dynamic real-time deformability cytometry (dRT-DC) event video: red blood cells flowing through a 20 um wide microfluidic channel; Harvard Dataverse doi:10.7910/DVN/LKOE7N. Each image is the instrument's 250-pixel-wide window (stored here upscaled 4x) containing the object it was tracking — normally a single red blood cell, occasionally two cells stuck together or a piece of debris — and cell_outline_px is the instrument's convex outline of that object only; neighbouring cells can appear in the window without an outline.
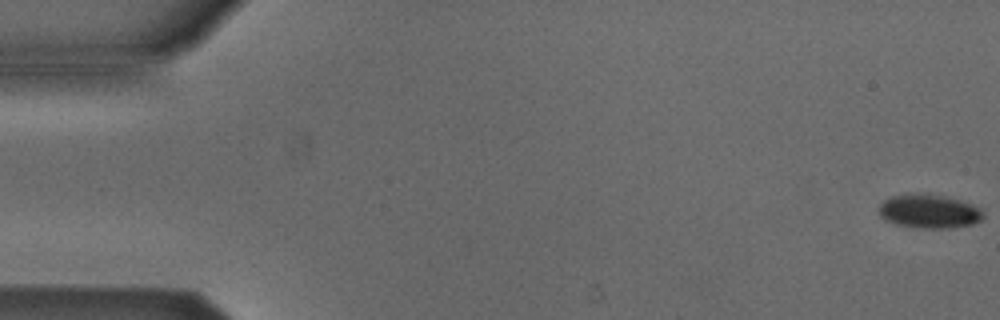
{"species": "Egyptian fruit bat (a non-hibernating species)", "species_latin": "Rousettus aegyptiacus", "temperature_condition": "cold", "stored_images_in_passage": 7, "camera_frame_rate_fps": 3000, "um_per_image_px": 0.085, "animal": {"sex": "male"}, "frame": {"image": 1, "passage_image": 1, "time_ms": 0.0, "image_size_px": [1000, 320], "cell_outline_px": [[984, 216], [980, 220], [972, 224], [948, 228], [920, 228], [896, 224], [884, 220], [880, 216], [880, 204], [884, 200], [892, 196], [908, 192], [928, 192], [948, 196], [972, 204], [980, 208], [984, 212]], "centroid_in_image_um": [78.97, 17.92], "position_along_channel_um": 6.0, "area_um2": 21.04}}
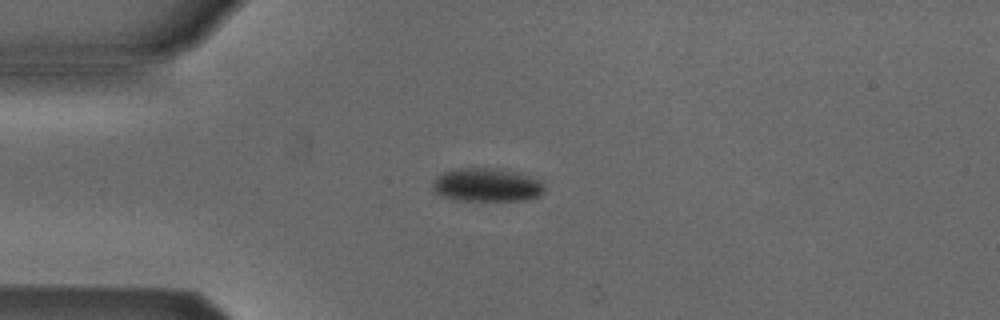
{"frame": {"image": 2, "passage_image": 4, "time_ms": 1.0, "image_size_px": [1000, 320], "cell_outline_px": [[544, 192], [540, 196], [528, 200], [452, 200], [436, 192], [432, 188], [432, 184], [436, 176], [444, 172], [456, 168], [496, 168], [540, 176], [544, 180]], "centroid_in_image_um": [41.48, 15.7], "position_along_channel_um": 43.5, "area_um2": 22.37}}
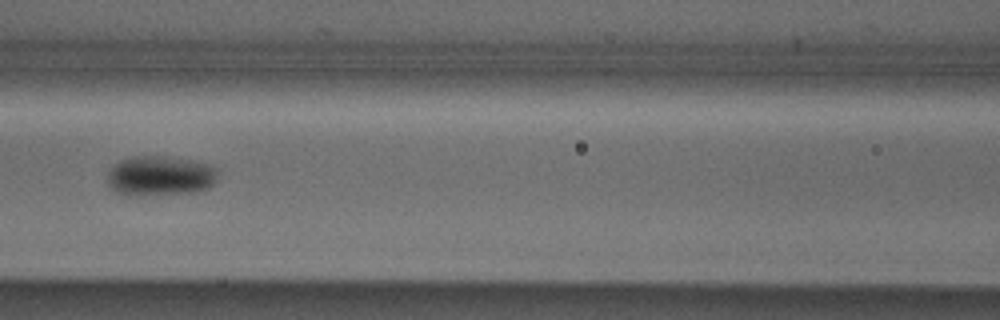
{"frame": {"image": 3, "passage_image": 7, "time_ms": 2.0, "image_size_px": [1000, 320], "cell_outline_px": [[216, 180], [208, 188], [196, 192], [140, 196], [128, 196], [116, 192], [108, 184], [108, 172], [120, 160], [132, 156], [164, 156], [192, 160], [216, 168]], "centroid_in_image_um": [13.58, 14.96], "position_along_channel_um": 153.0, "area_um2": 25.72}}